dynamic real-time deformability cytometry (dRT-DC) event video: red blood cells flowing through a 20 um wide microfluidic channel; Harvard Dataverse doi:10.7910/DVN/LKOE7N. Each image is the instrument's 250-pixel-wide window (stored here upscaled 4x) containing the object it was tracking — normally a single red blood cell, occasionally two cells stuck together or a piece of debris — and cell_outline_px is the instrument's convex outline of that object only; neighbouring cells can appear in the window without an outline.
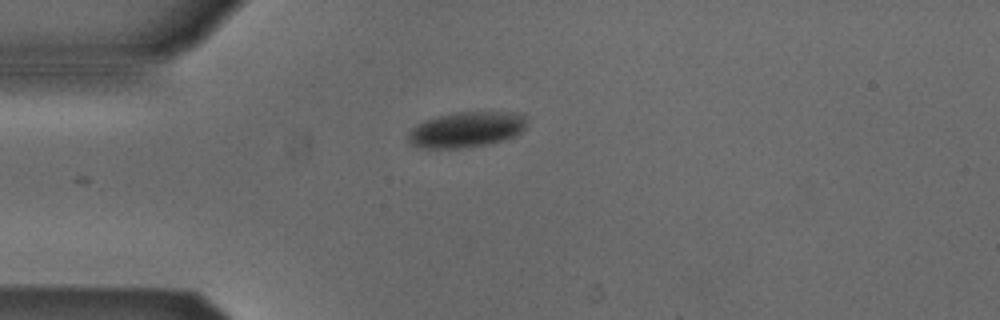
{"species": "Egyptian fruit bat (a non-hibernating species)", "species_latin": "Rousettus aegyptiacus", "temperature_condition": "cold", "stored_images_in_passage": 29, "camera_frame_rate_fps": 3000, "um_per_image_px": 0.085, "animal": {"sex": "male"}, "frame": {"image": 1, "passage_image": 1, "time_ms": 0.0, "image_size_px": [1000, 320], "cell_outline_px": [[528, 116], [524, 128], [520, 132], [512, 136], [500, 140], [484, 144], [456, 148], [416, 148], [408, 144], [408, 132], [416, 124], [424, 120], [436, 116], [456, 112], [524, 112]], "centroid_in_image_um": [39.6, 10.99], "position_along_channel_um": 45.4, "area_um2": 24.68}}
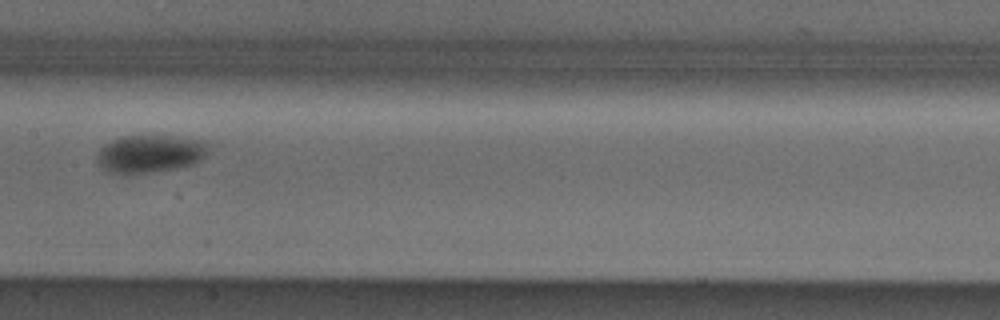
{"frame": {"image": 2, "passage_image": 14, "time_ms": 4.333, "image_size_px": [1000, 320], "cell_outline_px": [[204, 156], [200, 160], [192, 164], [176, 168], [148, 172], [112, 172], [104, 168], [100, 164], [96, 156], [100, 148], [104, 144], [120, 136], [172, 136], [204, 140]], "centroid_in_image_um": [12.71, 13.04], "position_along_channel_um": 194.7, "area_um2": 23.7}}
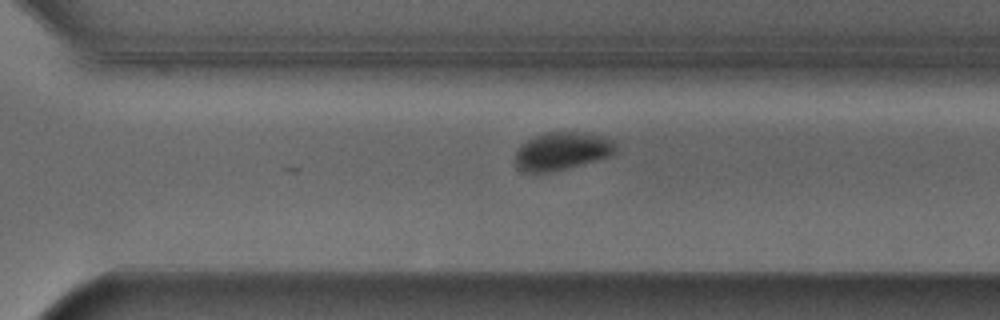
{"frame": {"image": 3, "passage_image": 24, "time_ms": 7.667, "image_size_px": [1000, 320], "cell_outline_px": [[616, 152], [608, 156], [564, 168], [548, 172], [528, 172], [520, 168], [516, 164], [516, 152], [520, 144], [536, 136], [548, 132], [584, 132], [600, 136], [612, 140], [616, 144]], "centroid_in_image_um": [47.76, 12.82], "position_along_channel_um": 322.8, "area_um2": 21.56}}